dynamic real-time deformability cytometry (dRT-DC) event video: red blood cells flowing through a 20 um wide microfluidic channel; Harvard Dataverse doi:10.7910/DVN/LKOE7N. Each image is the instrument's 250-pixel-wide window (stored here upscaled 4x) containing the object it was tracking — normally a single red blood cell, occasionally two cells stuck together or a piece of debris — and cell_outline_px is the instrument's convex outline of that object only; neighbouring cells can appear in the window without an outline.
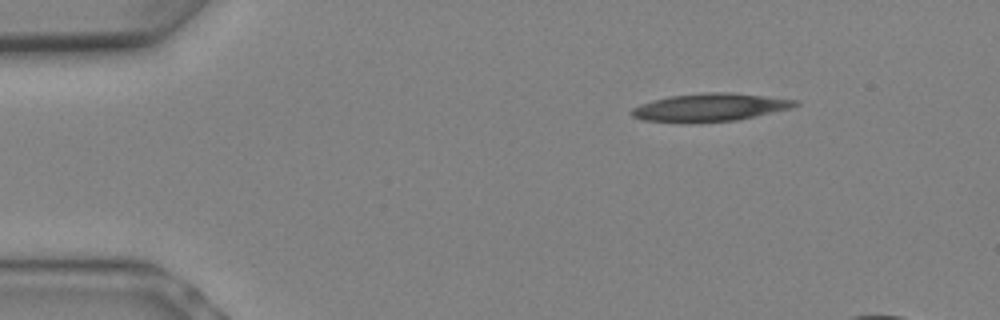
{"species": "Egyptian fruit bat (a non-hibernating species)", "species_latin": "Rousettus aegyptiacus", "temperature_condition": "warm", "stored_images_in_passage": 5, "segment_of_instrument_passage": [1, 2], "camera_frame_rate_fps": 3000, "um_per_image_px": 0.085, "animal": {"sex": "female"}, "frame": {"image": 1, "passage_image": 1, "time_ms": 0.0, "image_size_px": [1000, 320], "cell_outline_px": [[800, 104], [792, 108], [756, 116], [736, 120], [692, 124], [688, 124], [644, 120], [632, 116], [632, 108], [640, 104], [652, 100], [668, 96], [704, 92], [728, 92], [796, 100]], "centroid_in_image_um": [60.3, 9.14], "position_along_channel_um": 24.7, "area_um2": 26.88}}